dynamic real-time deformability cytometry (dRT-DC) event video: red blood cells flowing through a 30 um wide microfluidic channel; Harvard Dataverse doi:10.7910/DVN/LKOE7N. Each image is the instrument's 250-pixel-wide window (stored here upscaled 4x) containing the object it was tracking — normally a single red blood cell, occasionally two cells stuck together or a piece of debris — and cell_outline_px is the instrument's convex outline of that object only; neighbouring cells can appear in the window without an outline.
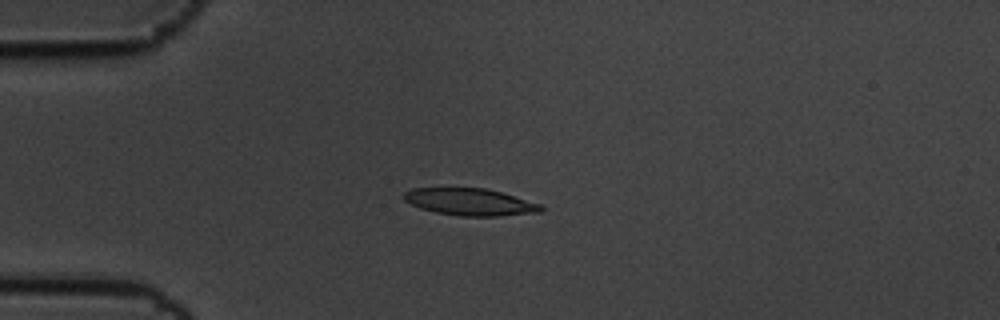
{"species": "common noctule bat (a hibernating species)", "species_latin": "Nyctalus noctula", "temperature_condition": "cold", "stored_images_in_passage": 7, "camera_frame_rate_fps": 3000, "um_per_image_px": 0.085, "animal": {"sex": "male", "body_mass_g": 19.5, "forearm_length_mm": 54.6}, "frame": {"image": 1, "passage_image": 4, "time_ms": 1.0, "image_size_px": [1000, 320], "cell_outline_px": [[544, 212], [500, 216], [460, 216], [436, 212], [420, 208], [404, 200], [404, 192], [412, 188], [484, 188], [500, 192], [540, 204], [544, 208]], "centroid_in_image_um": [39.97, 17.17], "position_along_channel_um": 45.0, "area_um2": 21.5}}
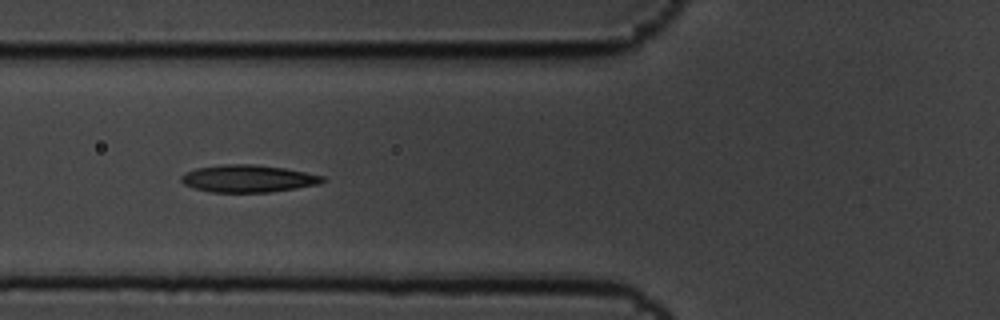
{"frame": {"image": 2, "passage_image": 6, "time_ms": 1.667, "image_size_px": [1000, 320], "cell_outline_px": [[328, 180], [320, 184], [296, 188], [268, 192], [208, 192], [192, 188], [184, 184], [180, 180], [180, 176], [184, 172], [196, 168], [224, 164], [256, 164], [284, 168], [324, 176]], "centroid_in_image_um": [21.06, 15.18], "position_along_channel_um": 104.7, "area_um2": 22.72}}
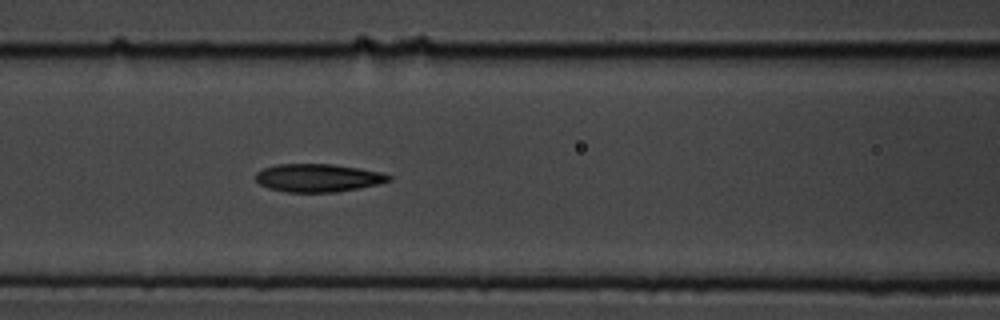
{"frame": {"image": 3, "passage_image": 7, "time_ms": 2.0, "image_size_px": [1000, 320], "cell_outline_px": [[392, 180], [380, 184], [360, 188], [336, 192], [288, 192], [268, 188], [260, 184], [256, 180], [256, 172], [264, 168], [276, 164], [332, 164], [380, 172], [392, 176]], "centroid_in_image_um": [27.04, 15.12], "position_along_channel_um": 139.6, "area_um2": 21.73}}